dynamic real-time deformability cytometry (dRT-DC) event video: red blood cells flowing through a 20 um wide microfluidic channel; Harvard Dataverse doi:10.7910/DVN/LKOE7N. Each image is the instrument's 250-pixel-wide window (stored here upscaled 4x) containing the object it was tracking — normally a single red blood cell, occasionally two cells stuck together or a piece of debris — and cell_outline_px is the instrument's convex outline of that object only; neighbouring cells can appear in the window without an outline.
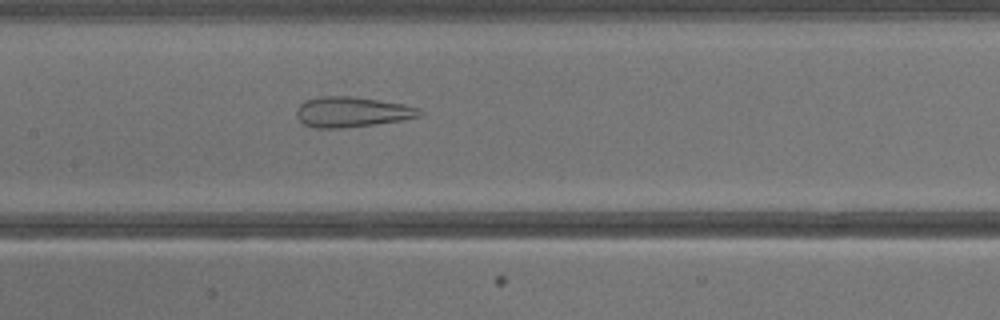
{"species": "common noctule bat (a hibernating species)", "species_latin": "Nyctalus noctula", "temperature_condition": "warm", "stored_images_in_passage": 25, "camera_frame_rate_fps": 3000, "um_per_image_px": 0.085, "animal": {"sex": "male", "body_mass_g": 13.3}, "frame": {"image": 1, "passage_image": 9, "time_ms": 2.667, "image_size_px": [1000, 320], "cell_outline_px": [[420, 116], [400, 120], [372, 124], [340, 128], [316, 128], [304, 124], [296, 116], [296, 108], [304, 100], [320, 96], [352, 96], [404, 104], [420, 108]], "centroid_in_image_um": [29.86, 9.5], "position_along_channel_um": 177.5, "area_um2": 21.56}}
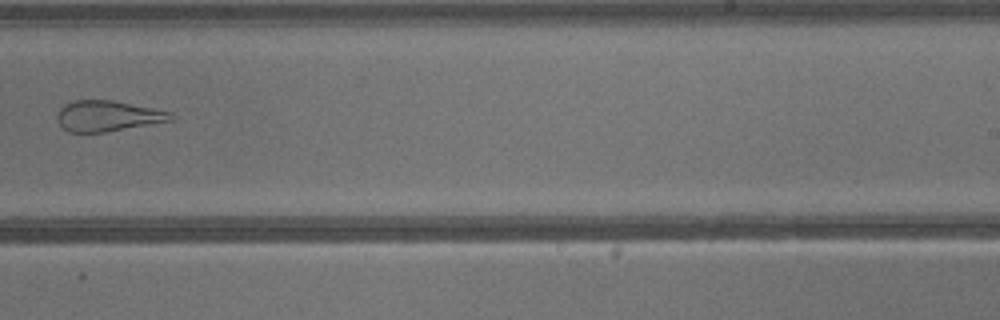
{"frame": {"image": 2, "passage_image": 15, "time_ms": 4.667, "image_size_px": [1000, 320], "cell_outline_px": [[172, 120], [104, 132], [68, 132], [60, 124], [56, 116], [60, 108], [64, 104], [72, 100], [112, 100], [172, 112]], "centroid_in_image_um": [9.11, 9.85], "position_along_channel_um": 279.9, "area_um2": 20.06}}
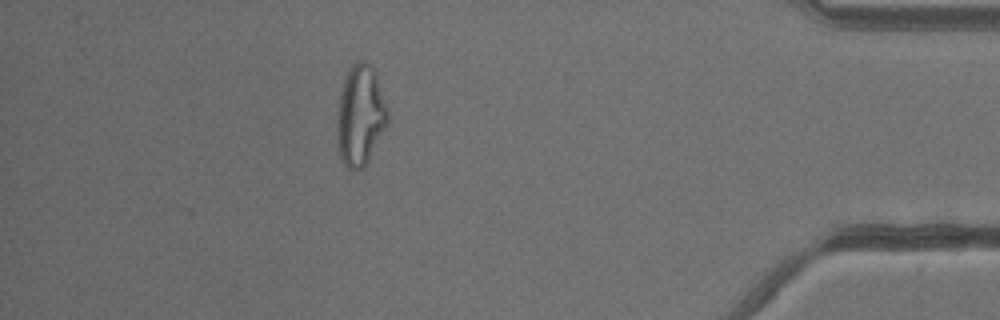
{"frame": {"image": 3, "passage_image": 25, "time_ms": 8.0, "image_size_px": [1000, 320], "cell_outline_px": [[388, 124], [364, 168], [348, 168], [344, 164], [340, 156], [336, 128], [336, 124], [340, 96], [344, 80], [352, 64], [356, 60], [364, 60], [372, 64], [376, 72], [388, 108]], "centroid_in_image_um": [30.65, 9.77], "position_along_channel_um": 404.5, "area_um2": 29.77}}